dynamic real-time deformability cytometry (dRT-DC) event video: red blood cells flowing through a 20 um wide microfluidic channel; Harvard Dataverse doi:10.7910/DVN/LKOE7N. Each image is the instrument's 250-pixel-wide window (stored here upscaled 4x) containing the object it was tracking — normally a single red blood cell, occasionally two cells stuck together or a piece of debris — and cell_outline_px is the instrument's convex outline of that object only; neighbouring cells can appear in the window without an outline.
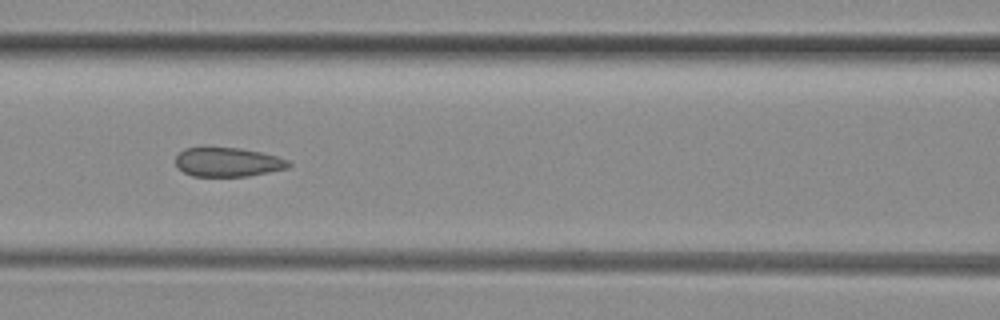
{"species": "common noctule bat (a hibernating species)", "species_latin": "Nyctalus noctula", "temperature_condition": "room temperature", "stored_images_in_passage": 12, "camera_frame_rate_fps": 3000, "um_per_image_px": 0.085, "animal": {"sex": "female", "body_mass_g": 29.2, "forearm_length_mm": 56.3}, "frame": {"image": 1, "passage_image": 9, "time_ms": 2.667, "image_size_px": [1000, 320], "cell_outline_px": [[292, 164], [288, 168], [248, 176], [192, 176], [176, 168], [176, 156], [184, 148], [204, 144], [240, 148], [260, 152], [276, 156], [288, 160]], "centroid_in_image_um": [19.29, 13.73], "position_along_channel_um": 147.3, "area_um2": 19.88}}